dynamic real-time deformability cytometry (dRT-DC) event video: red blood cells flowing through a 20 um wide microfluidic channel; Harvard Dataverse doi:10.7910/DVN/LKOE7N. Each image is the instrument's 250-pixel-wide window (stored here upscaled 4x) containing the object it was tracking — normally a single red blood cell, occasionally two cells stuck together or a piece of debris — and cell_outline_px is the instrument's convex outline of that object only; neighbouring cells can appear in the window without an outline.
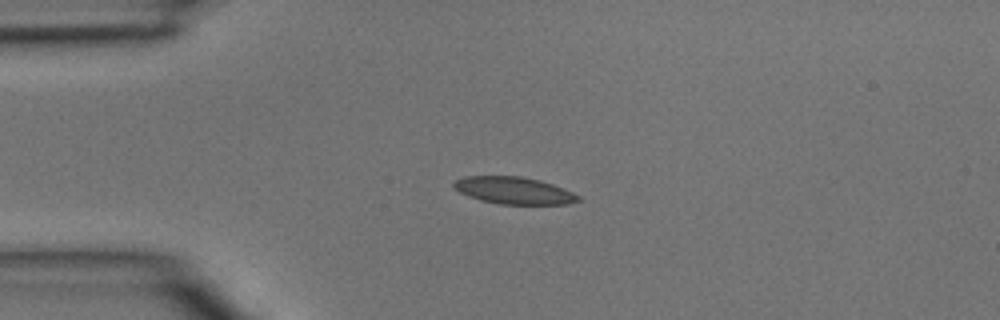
{"species": "common noctule bat (a hibernating species)", "species_latin": "Nyctalus noctula", "temperature_condition": "room temperature", "stored_images_in_passage": 36, "camera_frame_rate_fps": 3000, "um_per_image_px": 0.085, "animal": {"sex": "male", "body_mass_g": 15.6}, "frame": {"image": 1, "passage_image": 1, "time_ms": 0.0, "image_size_px": [1000, 320], "cell_outline_px": [[580, 200], [568, 204], [500, 204], [480, 200], [460, 192], [452, 184], [456, 180], [464, 176], [520, 176], [540, 180], [552, 184], [572, 192], [580, 196]], "centroid_in_image_um": [43.69, 16.19], "position_along_channel_um": 41.3, "area_um2": 19.48}}
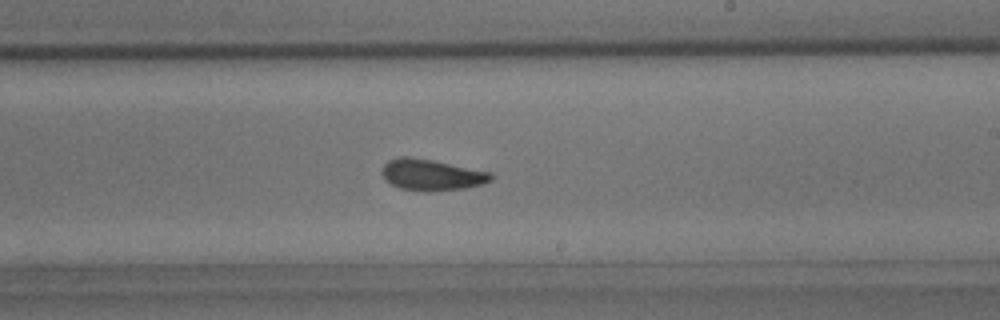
{"frame": {"image": 2, "passage_image": 17, "time_ms": 5.333, "image_size_px": [1000, 320], "cell_outline_px": [[492, 180], [484, 184], [464, 188], [432, 192], [424, 192], [400, 188], [392, 184], [380, 172], [384, 164], [388, 160], [400, 156], [408, 156], [432, 160], [492, 172]], "centroid_in_image_um": [36.69, 14.86], "position_along_channel_um": 252.3, "area_um2": 19.94}}
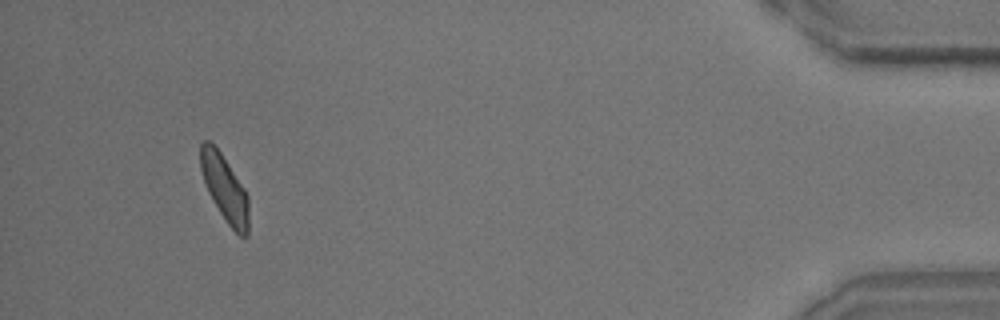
{"frame": {"image": 3, "passage_image": 33, "time_ms": 10.667, "image_size_px": [1000, 320], "cell_outline_px": [[248, 236], [240, 236], [228, 224], [220, 212], [208, 192], [200, 168], [200, 144], [204, 140], [208, 140], [220, 152], [244, 188], [248, 196]], "centroid_in_image_um": [19.09, 16.0], "position_along_channel_um": 416.1, "area_um2": 18.26}}